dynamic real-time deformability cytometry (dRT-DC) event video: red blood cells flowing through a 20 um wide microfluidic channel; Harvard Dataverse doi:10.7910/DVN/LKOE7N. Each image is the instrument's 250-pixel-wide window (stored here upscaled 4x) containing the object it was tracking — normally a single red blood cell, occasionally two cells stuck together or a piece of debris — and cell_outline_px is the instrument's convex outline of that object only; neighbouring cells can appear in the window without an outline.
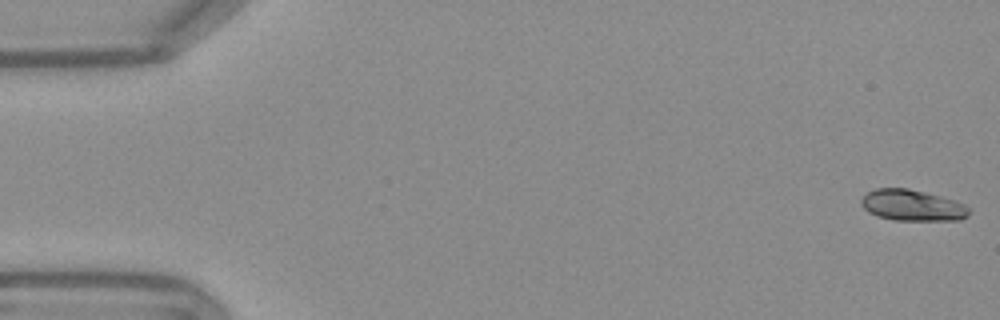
{"species": "Egyptian fruit bat (a non-hibernating species)", "species_latin": "Rousettus aegyptiacus", "temperature_condition": "warm", "stored_images_in_passage": 53, "camera_frame_rate_fps": 3000, "um_per_image_px": 0.085, "frame": {"image": 1, "passage_image": 1, "time_ms": 0.0, "image_size_px": [1000, 320], "cell_outline_px": [[968, 216], [960, 220], [892, 220], [876, 216], [868, 212], [860, 204], [860, 200], [868, 192], [876, 188], [908, 188], [940, 196], [964, 204], [968, 208]], "centroid_in_image_um": [77.5, 17.46], "position_along_channel_um": 7.5, "area_um2": 19.48}}
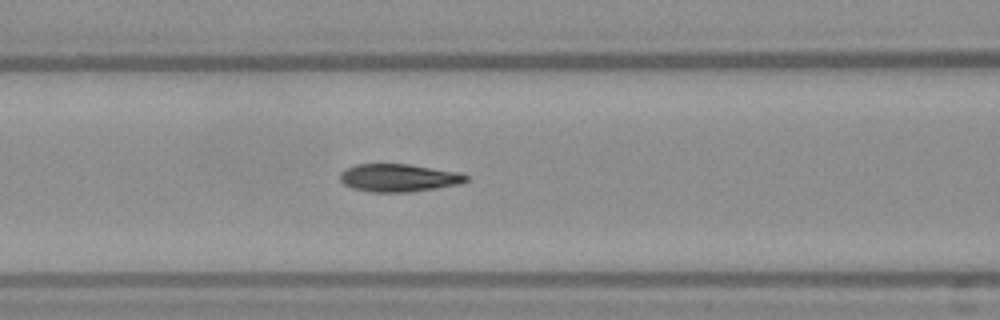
{"frame": {"image": 2, "passage_image": 22, "time_ms": 7.0, "image_size_px": [1000, 320], "cell_outline_px": [[468, 180], [460, 184], [436, 188], [408, 192], [368, 192], [352, 188], [344, 184], [340, 180], [340, 172], [344, 168], [356, 164], [408, 164], [460, 172], [468, 176]], "centroid_in_image_um": [33.86, 15.11], "position_along_channel_um": 132.7, "area_um2": 20.58}}
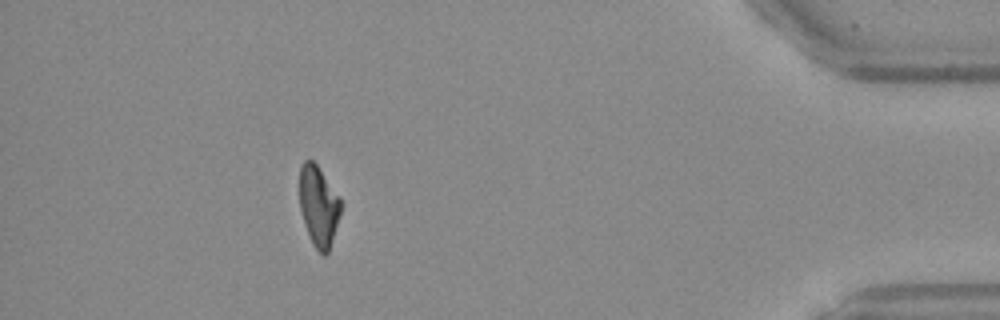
{"frame": {"image": 3, "passage_image": 48, "time_ms": 15.667, "image_size_px": [1000, 320], "cell_outline_px": [[340, 216], [328, 252], [324, 256], [312, 244], [304, 224], [300, 212], [300, 164], [304, 160], [312, 160], [316, 164], [340, 196]], "centroid_in_image_um": [27.07, 17.51], "position_along_channel_um": 408.1, "area_um2": 19.31}, "authors_computed_cell_mechanics": {"area_um2": 20.2878, "velocity_mm_per_s": 3.8144, "shape_relaxation_time_tau1_ms": 3.4495, "shape_relaxation_time_tau2_ms": 1.3848, "deformation_change_tau1": 0.174, "deformation_change_tau2": 0.0716}}